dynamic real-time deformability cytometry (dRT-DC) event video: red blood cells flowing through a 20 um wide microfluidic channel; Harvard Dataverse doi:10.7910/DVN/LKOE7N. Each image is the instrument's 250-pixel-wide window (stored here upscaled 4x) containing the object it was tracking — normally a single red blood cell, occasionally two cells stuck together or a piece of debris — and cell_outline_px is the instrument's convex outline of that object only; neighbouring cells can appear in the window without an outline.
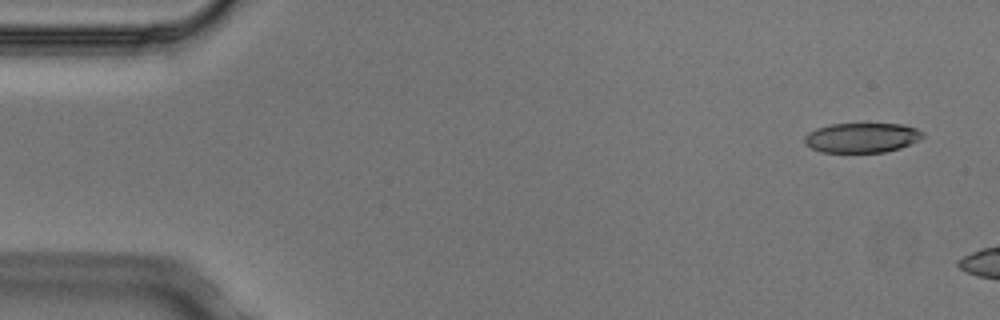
{"species": "Egyptian fruit bat (a non-hibernating species)", "species_latin": "Rousettus aegyptiacus", "temperature_condition": "cold", "stored_images_in_passage": 3, "camera_frame_rate_fps": 3000, "um_per_image_px": 0.085, "animal": {"sex": "male"}, "frame": {"image": 1, "passage_image": 1, "time_ms": 0.0, "image_size_px": [1000, 320], "cell_outline_px": [[924, 136], [920, 140], [900, 148], [884, 152], [820, 152], [804, 144], [804, 136], [808, 132], [816, 128], [832, 124], [904, 124], [916, 128], [924, 132]], "centroid_in_image_um": [73.26, 11.7], "position_along_channel_um": 11.7, "area_um2": 20.63}}